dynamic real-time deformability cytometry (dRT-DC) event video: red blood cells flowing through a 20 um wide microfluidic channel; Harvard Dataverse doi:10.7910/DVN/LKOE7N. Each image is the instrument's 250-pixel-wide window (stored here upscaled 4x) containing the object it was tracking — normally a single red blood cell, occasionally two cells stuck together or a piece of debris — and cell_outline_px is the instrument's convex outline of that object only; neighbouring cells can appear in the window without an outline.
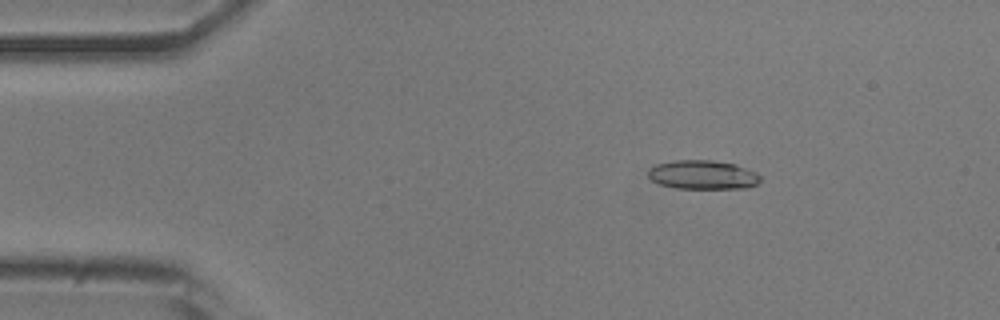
{"species": "common noctule bat (a hibernating species)", "species_latin": "Nyctalus noctula", "temperature_condition": "room temperature", "stored_images_in_passage": 5, "camera_frame_rate_fps": 3000, "um_per_image_px": 0.085, "animal": {"sex": "male", "body_mass_g": 20.5, "forearm_length_mm": 52.5}, "frame": {"image": 1, "passage_image": 3, "time_ms": 2.333, "image_size_px": [1000, 320], "cell_outline_px": [[760, 180], [756, 184], [748, 188], [676, 188], [660, 184], [652, 180], [648, 176], [648, 168], [656, 164], [672, 160], [712, 160], [736, 164], [756, 172], [760, 176]], "centroid_in_image_um": [59.72, 14.85], "position_along_channel_um": 25.3, "area_um2": 19.02}}
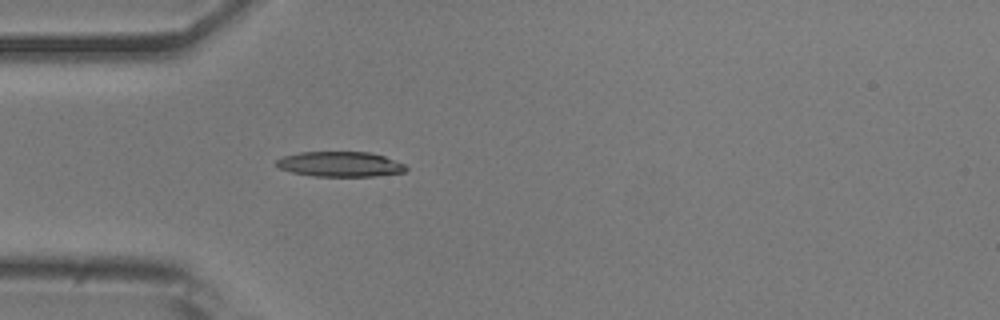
{"frame": {"image": 2, "passage_image": 5, "time_ms": 4.667, "image_size_px": [1000, 320], "cell_outline_px": [[408, 168], [404, 172], [376, 176], [312, 176], [292, 172], [280, 168], [276, 164], [276, 160], [284, 156], [300, 152], [368, 152], [384, 156], [404, 164]], "centroid_in_image_um": [28.91, 13.95], "position_along_channel_um": 56.1, "area_um2": 18.84}}